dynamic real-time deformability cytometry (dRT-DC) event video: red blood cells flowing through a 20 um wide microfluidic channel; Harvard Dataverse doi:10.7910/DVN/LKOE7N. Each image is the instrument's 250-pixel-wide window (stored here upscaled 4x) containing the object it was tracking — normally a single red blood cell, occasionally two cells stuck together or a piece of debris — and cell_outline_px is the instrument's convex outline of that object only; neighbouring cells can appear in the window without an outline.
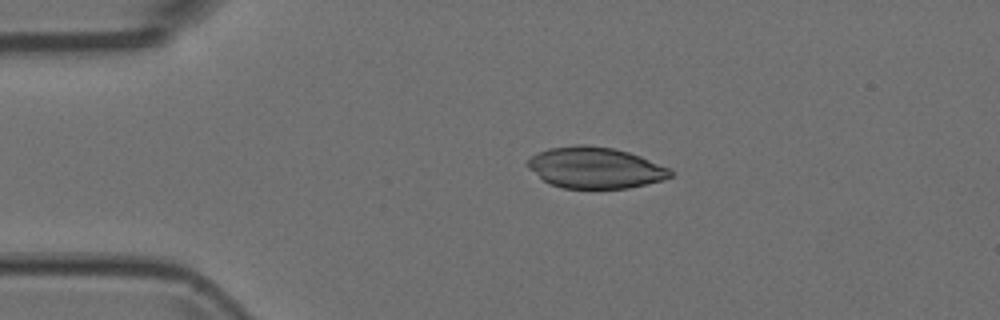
{"species": "Egyptian fruit bat (a non-hibernating species)", "species_latin": "Rousettus aegyptiacus", "temperature_condition": "room temperature", "stored_images_in_passage": 2, "camera_frame_rate_fps": 3000, "um_per_image_px": 0.085, "animal": {"sex": "female"}, "frame": {"image": 1, "passage_image": 1, "time_ms": 0.0, "image_size_px": [1000, 320], "cell_outline_px": [[672, 176], [660, 180], [628, 188], [564, 188], [548, 184], [528, 168], [524, 164], [532, 156], [548, 148], [576, 144], [584, 144], [612, 148], [628, 152], [640, 156], [668, 168], [672, 172]], "centroid_in_image_um": [50.53, 14.25], "position_along_channel_um": 34.5, "area_um2": 34.04}}